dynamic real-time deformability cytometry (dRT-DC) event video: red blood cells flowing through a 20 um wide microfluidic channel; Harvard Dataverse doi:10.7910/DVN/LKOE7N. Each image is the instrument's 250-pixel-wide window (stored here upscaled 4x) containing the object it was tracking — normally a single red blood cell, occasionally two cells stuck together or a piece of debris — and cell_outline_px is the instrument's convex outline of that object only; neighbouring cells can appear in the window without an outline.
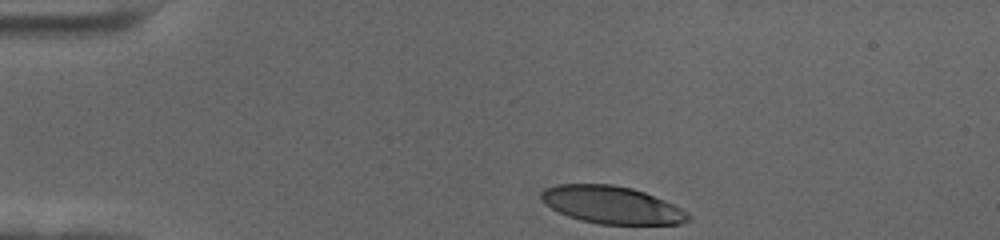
{"species": "human", "species_latin": "Homo sapiens", "temperature_condition": "cold", "stored_images_in_passage": 38, "camera_frame_rate_fps": 3000, "um_per_image_px": 0.085, "donor": {"sex": "female"}, "frame": {"image": 1, "passage_image": 1, "time_ms": 0.0, "image_size_px": [1000, 240], "cell_outline_px": [[692, 220], [680, 224], [600, 224], [580, 220], [568, 216], [544, 204], [540, 200], [540, 192], [544, 188], [556, 184], [612, 184], [632, 188], [644, 192], [664, 200], [688, 212], [692, 216]], "centroid_in_image_um": [51.99, 17.41], "position_along_channel_um": 33.0, "area_um2": 32.31}}
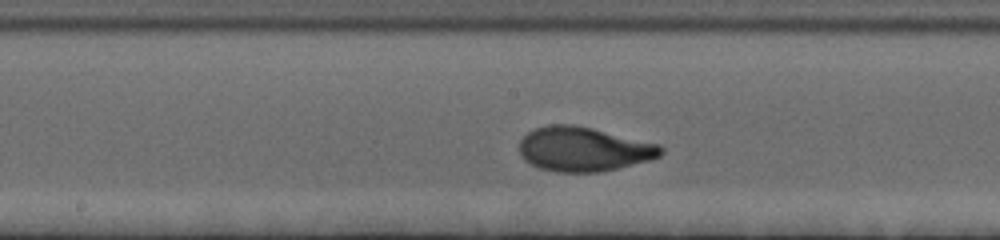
{"frame": {"image": 2, "passage_image": 20, "time_ms": 6.333, "image_size_px": [1000, 240], "cell_outline_px": [[664, 152], [660, 156], [648, 160], [600, 172], [556, 172], [540, 168], [524, 160], [520, 156], [520, 140], [528, 132], [536, 128], [548, 124], [572, 124], [592, 128], [660, 144], [664, 148]], "centroid_in_image_um": [49.6, 12.67], "position_along_channel_um": 198.6, "area_um2": 36.53}}
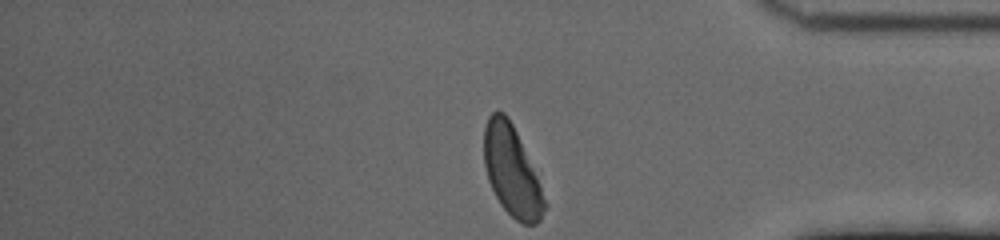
{"frame": {"image": 3, "passage_image": 38, "time_ms": 12.333, "image_size_px": [1000, 240], "cell_outline_px": [[548, 208], [540, 220], [536, 224], [524, 224], [516, 220], [500, 204], [488, 180], [484, 164], [484, 128], [488, 116], [496, 108], [504, 112], [508, 116], [516, 132], [540, 184], [548, 204]], "centroid_in_image_um": [43.5, 14.54], "position_along_channel_um": 391.7, "area_um2": 31.73}, "authors_computed_cell_mechanics": {"area_um2": 35.1135, "velocity_mm_per_s": 3.5129, "shape_relaxation_time_tau1_ms": 3.5173, "shape_relaxation_time_tau2_ms": null, "deformation_change_tau1": 0.1928, "deformation_change_tau2": null}}